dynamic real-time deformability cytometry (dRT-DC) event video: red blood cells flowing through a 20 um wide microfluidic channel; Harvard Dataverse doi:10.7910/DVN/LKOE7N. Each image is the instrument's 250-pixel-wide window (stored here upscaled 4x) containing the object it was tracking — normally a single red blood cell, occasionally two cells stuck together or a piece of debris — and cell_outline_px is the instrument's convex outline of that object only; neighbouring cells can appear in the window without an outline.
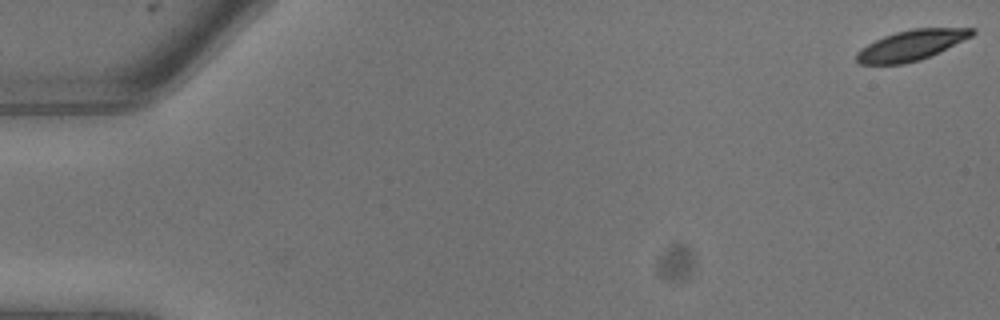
{"species": "common noctule bat (a hibernating species)", "species_latin": "Nyctalus noctula", "temperature_condition": "warm", "stored_images_in_passage": 2, "camera_frame_rate_fps": 3000, "um_per_image_px": 0.085, "animal": {"sex": "male", "body_mass_g": 13.3}, "frame": {"image": 1, "passage_image": 2, "time_ms": 0.333, "image_size_px": [1000, 320], "cell_outline_px": [[976, 32], [972, 36], [920, 60], [904, 64], [860, 64], [856, 60], [856, 52], [868, 44], [884, 36], [896, 32], [916, 28], [976, 28]], "centroid_in_image_um": [77.45, 3.84], "position_along_channel_um": 7.6, "area_um2": 20.11}}